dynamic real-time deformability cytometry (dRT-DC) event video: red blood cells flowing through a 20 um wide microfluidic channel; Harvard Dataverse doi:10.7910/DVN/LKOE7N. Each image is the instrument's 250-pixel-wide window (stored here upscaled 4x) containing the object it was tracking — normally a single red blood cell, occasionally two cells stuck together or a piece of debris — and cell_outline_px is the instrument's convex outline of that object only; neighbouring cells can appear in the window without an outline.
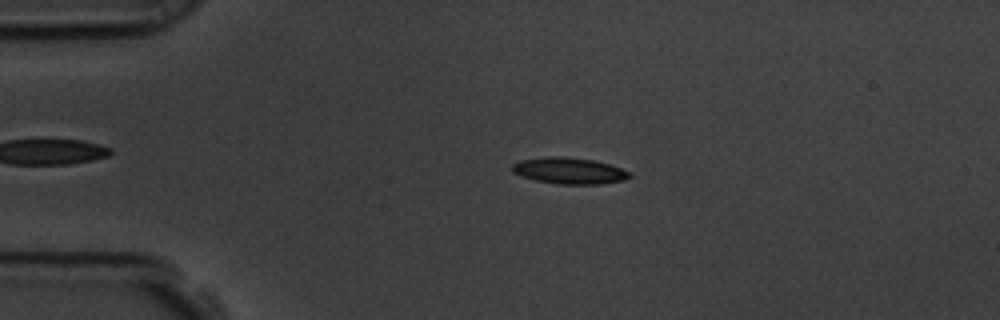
{"species": "common noctule bat (a hibernating species)", "species_latin": "Nyctalus noctula", "temperature_condition": "room temperature", "stored_images_in_passage": 57, "camera_frame_rate_fps": 3000, "um_per_image_px": 0.085, "animal": {"sex": "male", "body_mass_g": 19.5, "forearm_length_mm": 54.6}, "frame": {"image": 1, "passage_image": 12, "time_ms": 3.667, "image_size_px": [1000, 320], "cell_outline_px": [[632, 176], [624, 180], [600, 184], [560, 184], [536, 180], [512, 172], [512, 164], [520, 160], [548, 156], [564, 156], [592, 160], [608, 164], [620, 168], [628, 172]], "centroid_in_image_um": [48.37, 14.51], "position_along_channel_um": 36.6, "area_um2": 17.8}}
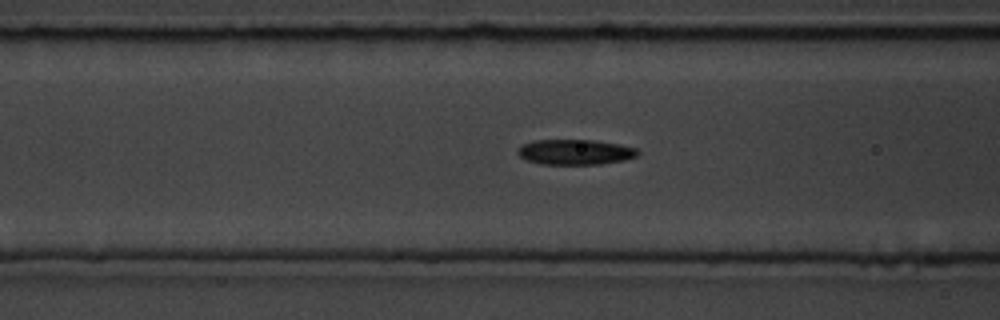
{"frame": {"image": 2, "passage_image": 22, "time_ms": 7.0, "image_size_px": [1000, 320], "cell_outline_px": [[640, 152], [636, 156], [624, 160], [600, 164], [540, 164], [528, 160], [520, 156], [516, 152], [516, 148], [520, 144], [532, 140], [596, 140], [620, 144], [636, 148]], "centroid_in_image_um": [48.85, 12.91], "position_along_channel_um": 117.7, "area_um2": 17.86}}
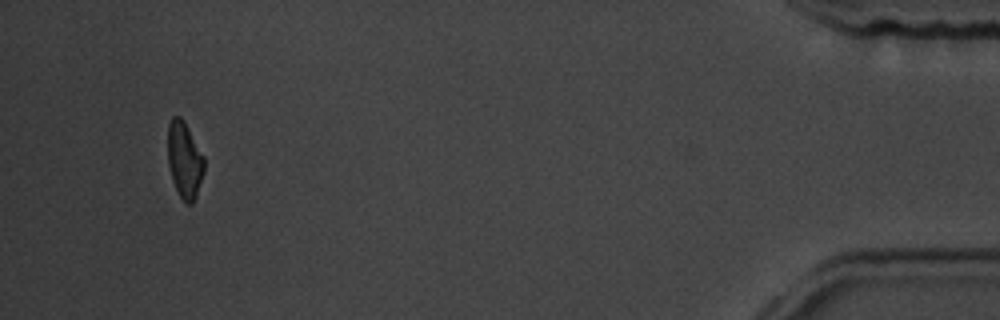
{"frame": {"image": 3, "passage_image": 54, "time_ms": 17.667, "image_size_px": [1000, 320], "cell_outline_px": [[204, 172], [196, 196], [192, 204], [188, 204], [180, 196], [172, 180], [168, 164], [168, 124], [172, 116], [180, 116], [184, 120], [204, 156]], "centroid_in_image_um": [15.68, 13.57], "position_along_channel_um": 419.5, "area_um2": 16.18}, "authors_computed_cell_mechanics": {"area_um2": 17.2244, "velocity_mm_per_s": 3.5429, "shape_relaxation_time_tau1_ms": 4.9741, "shape_relaxation_time_tau2_ms": 8.1498, "deformation_change_tau1": 0.1226, "deformation_change_tau2": 0.1673}}